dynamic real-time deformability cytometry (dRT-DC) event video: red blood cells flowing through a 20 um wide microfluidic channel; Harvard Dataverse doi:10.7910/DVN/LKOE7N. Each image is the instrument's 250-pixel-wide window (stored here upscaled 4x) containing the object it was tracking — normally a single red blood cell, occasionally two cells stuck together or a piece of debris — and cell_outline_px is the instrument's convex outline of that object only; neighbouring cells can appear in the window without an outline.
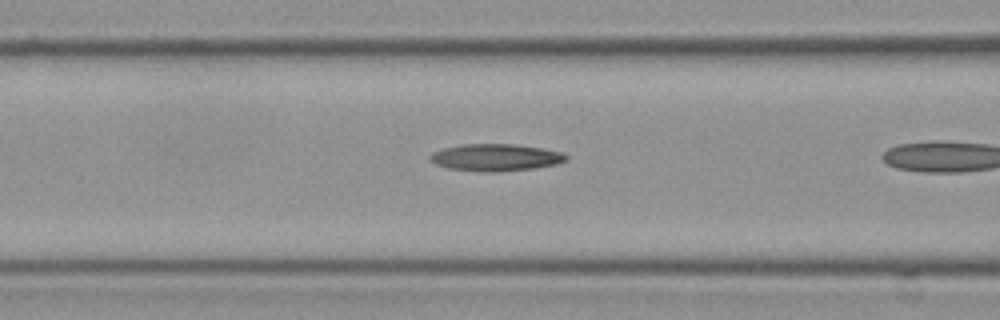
{"species": "Egyptian fruit bat (a non-hibernating species)", "species_latin": "Rousettus aegyptiacus", "temperature_condition": "cold", "stored_images_in_passage": 18, "camera_frame_rate_fps": 3000, "um_per_image_px": 0.085, "frame": {"image": 1, "passage_image": 17, "time_ms": 5.333, "image_size_px": [1000, 320], "cell_outline_px": [[568, 160], [556, 164], [536, 168], [496, 172], [484, 172], [448, 168], [436, 164], [428, 156], [432, 152], [444, 148], [464, 144], [512, 144], [540, 148], [560, 152], [568, 156]], "centroid_in_image_um": [42.13, 13.39], "position_along_channel_um": 124.5, "area_um2": 21.33}}